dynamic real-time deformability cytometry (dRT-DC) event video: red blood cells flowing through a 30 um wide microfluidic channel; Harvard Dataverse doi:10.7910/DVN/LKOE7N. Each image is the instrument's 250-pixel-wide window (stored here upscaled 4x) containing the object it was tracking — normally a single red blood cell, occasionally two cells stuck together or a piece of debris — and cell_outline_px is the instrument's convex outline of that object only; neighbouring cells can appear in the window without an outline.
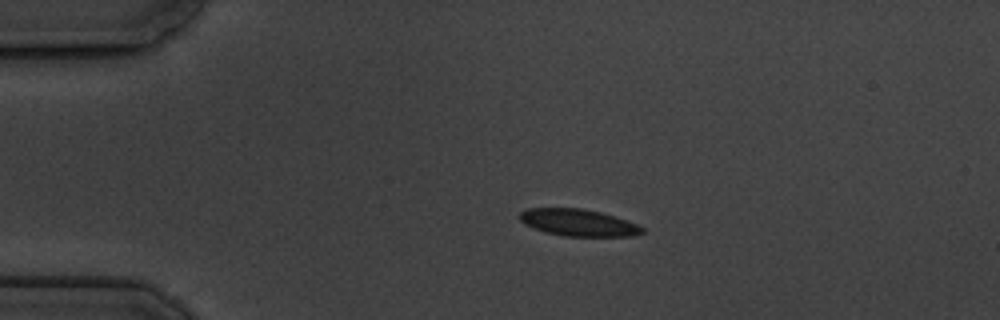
{"species": "common noctule bat (a hibernating species)", "species_latin": "Nyctalus noctula", "temperature_condition": "cold", "stored_images_in_passage": 8, "camera_frame_rate_fps": 3000, "um_per_image_px": 0.085, "animal": {"sex": "male", "body_mass_g": 19.5, "forearm_length_mm": 54.6}, "frame": {"image": 1, "passage_image": 1, "time_ms": 0.0, "image_size_px": [1000, 320], "cell_outline_px": [[644, 232], [632, 236], [564, 236], [544, 232], [524, 224], [516, 216], [520, 212], [528, 208], [580, 208], [600, 212], [628, 220], [644, 228]], "centroid_in_image_um": [49.12, 18.92], "position_along_channel_um": 35.9, "area_um2": 19.31}}
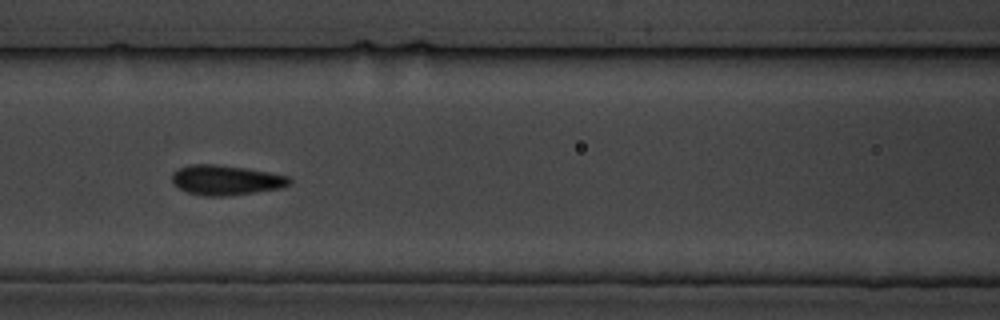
{"frame": {"image": 2, "passage_image": 5, "time_ms": 4.333, "image_size_px": [1000, 320], "cell_outline_px": [[292, 184], [280, 188], [228, 196], [204, 196], [188, 192], [172, 184], [172, 172], [188, 164], [216, 164], [248, 168], [288, 176], [292, 180]], "centroid_in_image_um": [19.2, 15.3], "position_along_channel_um": 147.4, "area_um2": 20.58}}
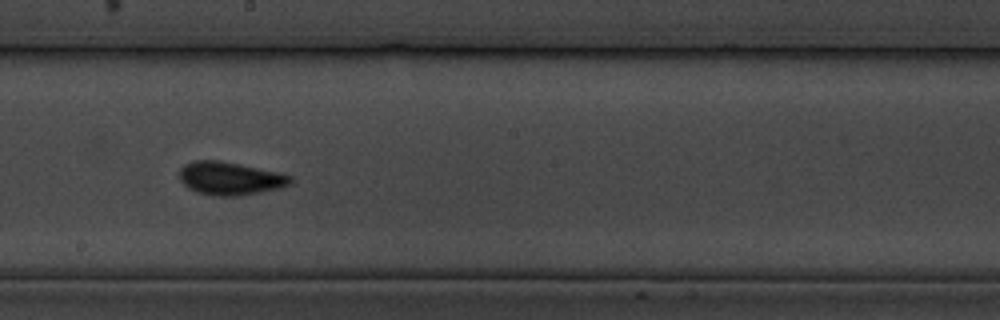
{"frame": {"image": 3, "passage_image": 7, "time_ms": 6.667, "image_size_px": [1000, 320], "cell_outline_px": [[292, 180], [288, 184], [280, 188], [260, 192], [236, 196], [212, 196], [196, 192], [188, 188], [180, 180], [180, 168], [184, 164], [192, 160], [216, 160], [240, 164], [280, 172], [292, 176]], "centroid_in_image_um": [19.53, 15.16], "position_along_channel_um": 228.7, "area_um2": 21.5}}